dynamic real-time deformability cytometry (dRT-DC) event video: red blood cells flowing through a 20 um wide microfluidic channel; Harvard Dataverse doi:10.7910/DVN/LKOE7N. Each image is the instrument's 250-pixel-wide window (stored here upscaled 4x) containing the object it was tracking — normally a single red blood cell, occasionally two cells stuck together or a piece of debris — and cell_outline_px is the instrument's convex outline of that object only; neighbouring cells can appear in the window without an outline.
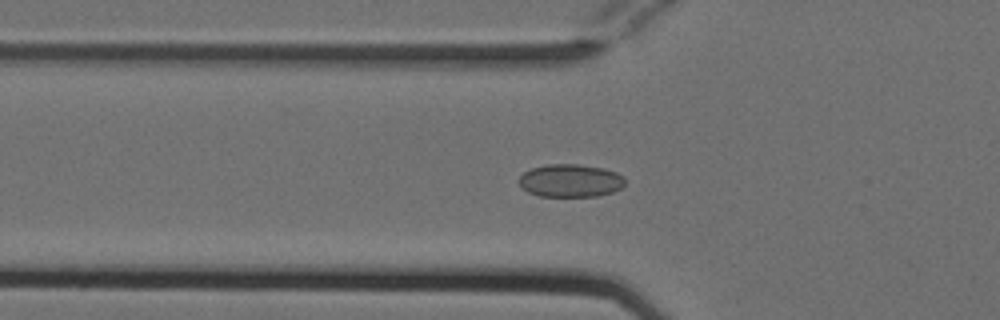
{"species": "Egyptian fruit bat (a non-hibernating species)", "species_latin": "Rousettus aegyptiacus", "temperature_condition": "cold", "stored_images_in_passage": 41, "camera_frame_rate_fps": 3000, "um_per_image_px": 0.085, "animal": {"sex": "female"}, "frame": {"image": 1, "passage_image": 15, "time_ms": 4.667, "image_size_px": [1000, 320], "cell_outline_px": [[624, 184], [620, 188], [612, 192], [596, 196], [540, 196], [528, 192], [516, 180], [524, 172], [532, 168], [548, 164], [580, 164], [604, 168], [616, 172], [624, 176]], "centroid_in_image_um": [48.48, 15.34], "position_along_channel_um": 77.3, "area_um2": 20.35}}
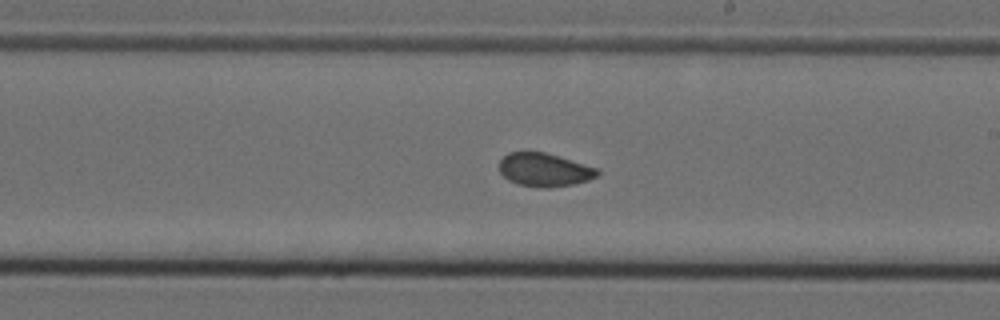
{"frame": {"image": 2, "passage_image": 28, "time_ms": 9.0, "image_size_px": [1000, 320], "cell_outline_px": [[600, 172], [596, 176], [588, 180], [576, 184], [548, 188], [540, 188], [516, 184], [508, 180], [500, 172], [500, 160], [508, 152], [544, 152], [600, 168]], "centroid_in_image_um": [46.29, 14.45], "position_along_channel_um": 242.7, "area_um2": 19.25}}
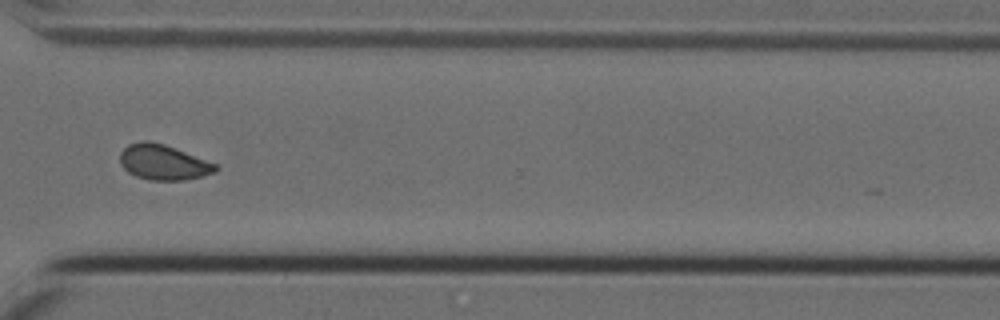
{"frame": {"image": 3, "passage_image": 37, "time_ms": 12.0, "image_size_px": [1000, 320], "cell_outline_px": [[220, 168], [216, 172], [204, 176], [184, 180], [148, 180], [136, 176], [128, 172], [120, 164], [120, 152], [128, 144], [140, 140], [148, 140], [164, 144], [220, 164]], "centroid_in_image_um": [13.93, 13.79], "position_along_channel_um": 356.7, "area_um2": 20.06}}